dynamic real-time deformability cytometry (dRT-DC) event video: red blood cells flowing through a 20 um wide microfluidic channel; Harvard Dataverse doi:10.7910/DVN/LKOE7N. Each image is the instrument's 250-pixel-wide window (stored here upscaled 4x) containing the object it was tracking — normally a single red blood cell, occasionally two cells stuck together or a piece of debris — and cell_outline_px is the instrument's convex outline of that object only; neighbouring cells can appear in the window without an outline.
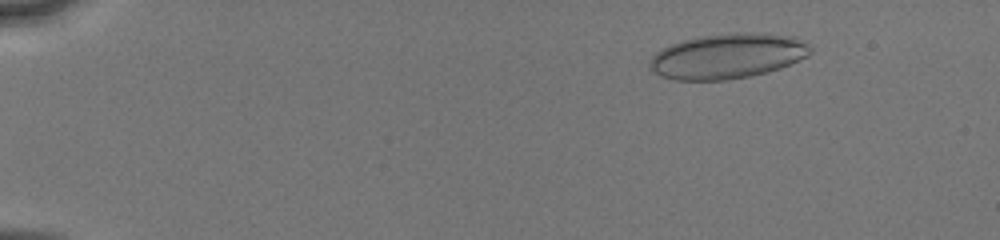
{"species": "human", "species_latin": "Homo sapiens", "temperature_condition": "cold", "stored_images_in_passage": 51, "camera_frame_rate_fps": 3000, "um_per_image_px": 0.085, "donor": {"sex": "male"}, "frame": {"image": 1, "passage_image": 7, "time_ms": 2.0, "image_size_px": [1000, 240], "cell_outline_px": [[812, 52], [808, 56], [780, 68], [768, 72], [728, 80], [676, 80], [660, 76], [648, 68], [648, 60], [660, 48], [684, 40], [700, 36], [732, 32], [760, 32], [796, 36], [808, 44], [812, 48]], "centroid_in_image_um": [61.84, 4.75], "position_along_channel_um": 23.2, "area_um2": 42.77}}
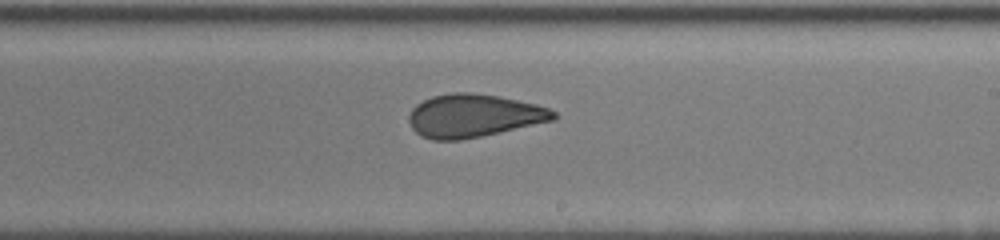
{"frame": {"image": 2, "passage_image": 32, "time_ms": 10.333, "image_size_px": [1000, 240], "cell_outline_px": [[556, 120], [480, 136], [460, 140], [432, 140], [420, 136], [412, 128], [408, 120], [408, 116], [412, 108], [416, 104], [432, 96], [452, 92], [468, 92], [500, 96], [536, 104], [548, 108], [556, 112]], "centroid_in_image_um": [40.24, 9.83], "position_along_channel_um": 248.8, "area_um2": 36.36}}
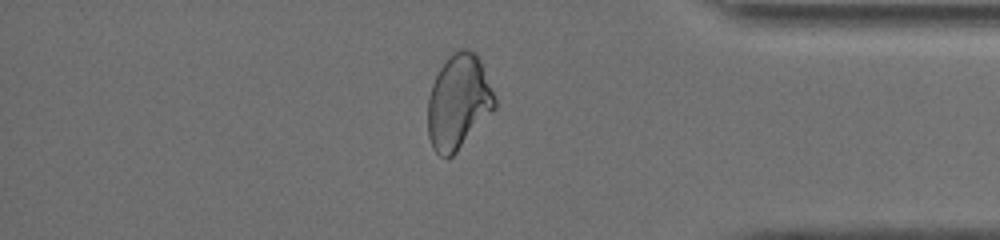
{"frame": {"image": 3, "passage_image": 44, "time_ms": 14.333, "image_size_px": [1000, 240], "cell_outline_px": [[496, 108], [456, 152], [452, 156], [440, 156], [432, 148], [428, 136], [428, 96], [432, 84], [440, 68], [448, 56], [460, 48], [468, 48], [476, 52], [496, 100]], "centroid_in_image_um": [38.95, 8.66], "position_along_channel_um": 396.2, "area_um2": 36.7}, "authors_computed_cell_mechanics": {"area_um2": 38.148, "velocity_mm_per_s": 4.101, "shape_relaxation_time_tau1_ms": null, "shape_relaxation_time_tau2_ms": 1.046, "deformation_change_tau1": null, "deformation_change_tau2": 0.0899}}